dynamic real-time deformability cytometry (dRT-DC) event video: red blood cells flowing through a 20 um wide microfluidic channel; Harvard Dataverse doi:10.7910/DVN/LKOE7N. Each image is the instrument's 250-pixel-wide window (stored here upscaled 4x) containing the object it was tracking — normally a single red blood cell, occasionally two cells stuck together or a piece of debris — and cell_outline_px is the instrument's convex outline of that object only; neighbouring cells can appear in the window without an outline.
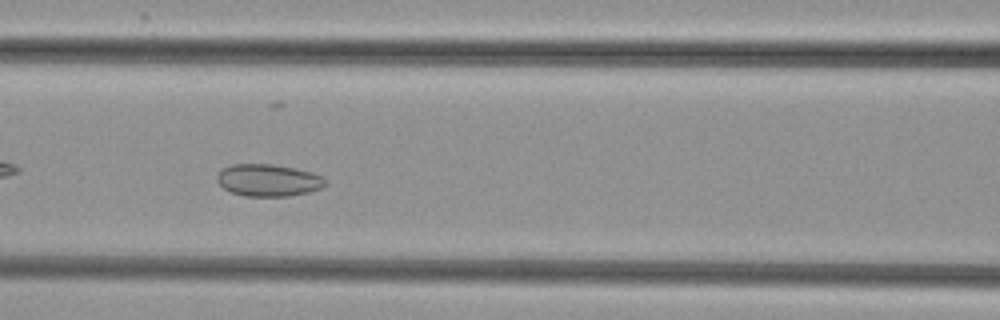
{"species": "common noctule bat (a hibernating species)", "species_latin": "Nyctalus noctula", "temperature_condition": "cold", "stored_images_in_passage": 39, "camera_frame_rate_fps": 3000, "um_per_image_px": 0.085, "animal": {"sex": "female", "body_mass_g": 29.2, "forearm_length_mm": 56.3}, "frame": {"image": 1, "passage_image": 8, "time_ms": 2.333, "image_size_px": [1000, 320], "cell_outline_px": [[328, 184], [320, 188], [308, 192], [288, 196], [244, 196], [232, 192], [224, 188], [216, 180], [216, 176], [224, 168], [232, 164], [272, 164], [296, 168], [312, 172], [324, 176], [328, 180]], "centroid_in_image_um": [22.85, 15.31], "position_along_channel_um": 143.7, "area_um2": 20.4}}
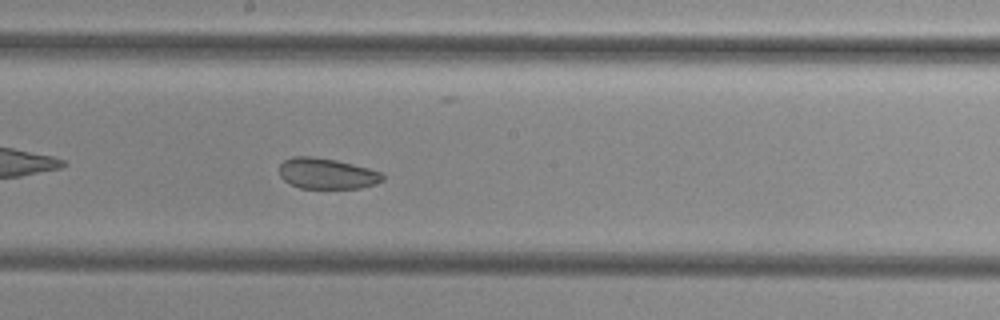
{"frame": {"image": 2, "passage_image": 14, "time_ms": 4.333, "image_size_px": [1000, 320], "cell_outline_px": [[384, 180], [376, 184], [360, 188], [300, 188], [288, 184], [280, 176], [280, 164], [284, 160], [292, 156], [312, 156], [336, 160], [384, 172]], "centroid_in_image_um": [27.79, 14.75], "position_along_channel_um": 220.4, "area_um2": 18.73}}
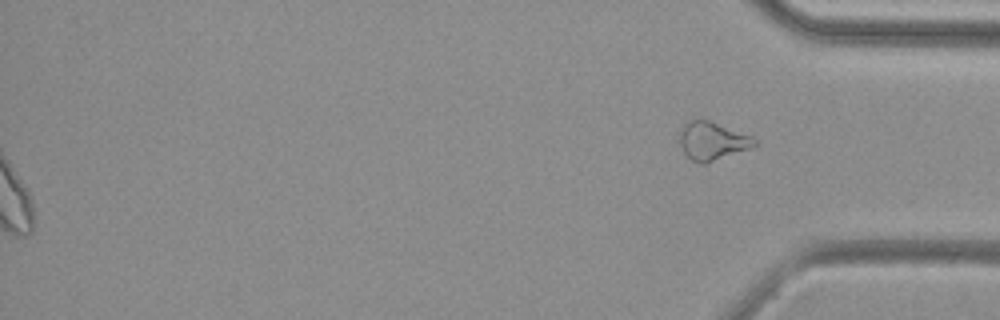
{"frame": {"image": 3, "passage_image": 39, "time_ms": 12.667, "image_size_px": [1000, 320], "cell_outline_px": [[760, 144], [752, 148], [704, 164], [700, 164], [692, 160], [684, 152], [680, 144], [680, 128], [688, 120], [708, 120], [752, 136]], "centroid_in_image_um": [60.57, 11.99], "position_along_channel_um": 374.6, "area_um2": 16.65}}